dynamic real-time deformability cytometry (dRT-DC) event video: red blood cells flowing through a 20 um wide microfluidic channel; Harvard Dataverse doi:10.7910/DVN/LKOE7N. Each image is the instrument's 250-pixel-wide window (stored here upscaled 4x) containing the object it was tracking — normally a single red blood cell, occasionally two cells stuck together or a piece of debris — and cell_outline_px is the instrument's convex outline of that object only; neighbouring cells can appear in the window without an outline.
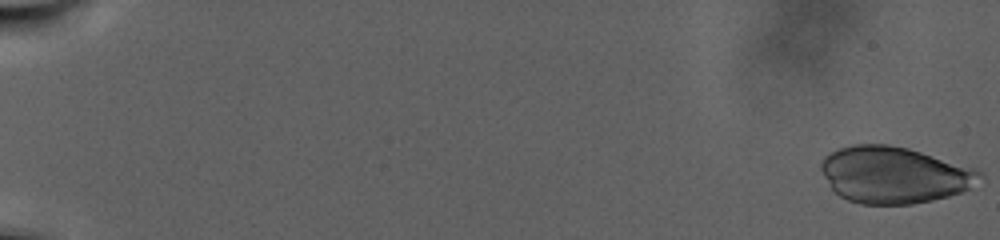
{"species": "human", "species_latin": "Homo sapiens", "temperature_condition": "warm", "stored_images_in_passage": 107, "camera_frame_rate_fps": 3000, "um_per_image_px": 0.085, "donor": {"sex": "male"}, "frame": {"image": 1, "passage_image": 1, "time_ms": 0.0, "image_size_px": [1000, 240], "cell_outline_px": [[984, 176], [968, 188], [960, 192], [948, 196], [932, 200], [912, 204], [860, 204], [848, 200], [840, 196], [832, 188], [824, 176], [820, 168], [820, 164], [824, 156], [840, 148], [852, 144], [888, 144], [908, 148], [976, 168], [984, 172]], "centroid_in_image_um": [76.0, 14.86], "position_along_channel_um": 9.0, "area_um2": 52.25}}
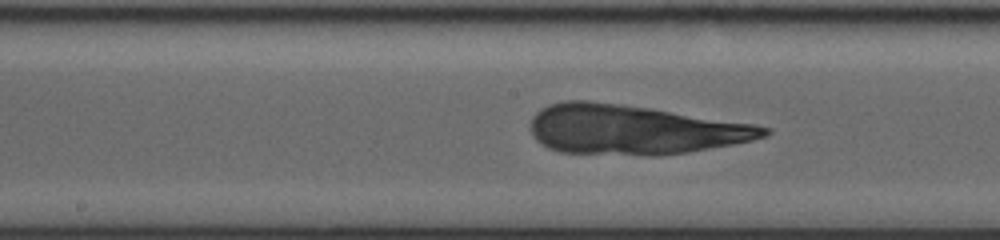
{"frame": {"image": 2, "passage_image": 60, "time_ms": 19.667, "image_size_px": [1000, 240], "cell_outline_px": [[772, 132], [768, 136], [752, 140], [732, 144], [688, 152], [656, 156], [648, 156], [560, 152], [548, 148], [540, 144], [536, 140], [532, 132], [532, 116], [540, 108], [548, 104], [564, 100], [588, 100], [652, 108], [756, 124], [772, 128]], "centroid_in_image_um": [53.88, 11.02], "position_along_channel_um": 194.3, "area_um2": 67.86}}
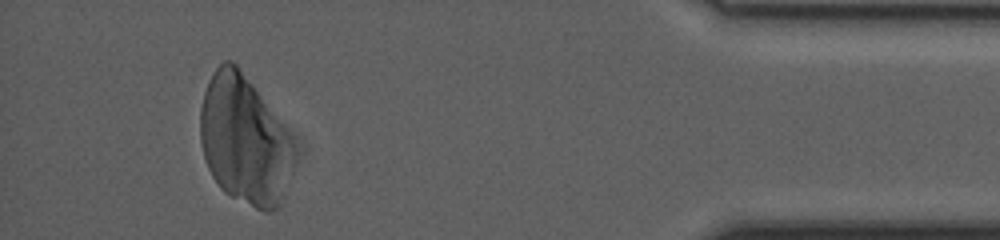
{"frame": {"image": 3, "passage_image": 100, "time_ms": 33.0, "image_size_px": [1000, 240], "cell_outline_px": [[292, 156], [284, 200], [276, 208], [268, 212], [264, 212], [224, 192], [220, 188], [212, 176], [208, 168], [204, 156], [200, 140], [200, 108], [204, 92], [212, 72], [224, 60], [232, 60], [236, 64], [252, 84], [292, 144]], "centroid_in_image_um": [20.69, 11.93], "position_along_channel_um": 414.5, "area_um2": 68.55}}